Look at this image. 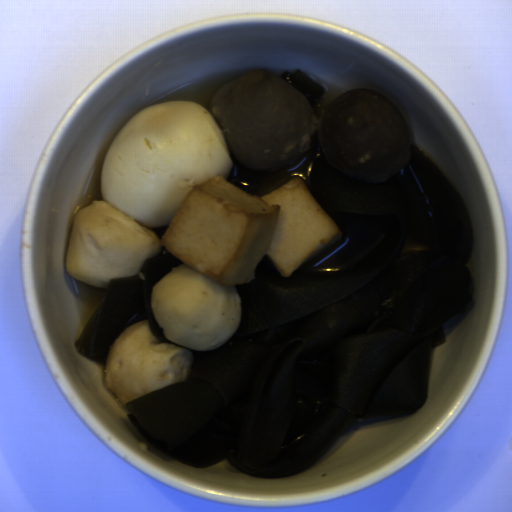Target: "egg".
Here are the masks:
<instances>
[{
	"instance_id": "d2b9013d",
	"label": "egg",
	"mask_w": 512,
	"mask_h": 512,
	"mask_svg": "<svg viewBox=\"0 0 512 512\" xmlns=\"http://www.w3.org/2000/svg\"><path fill=\"white\" fill-rule=\"evenodd\" d=\"M232 161L215 116L193 101L158 102L133 114L103 160L102 200L146 228L172 224L197 186L226 179Z\"/></svg>"
}]
</instances>
